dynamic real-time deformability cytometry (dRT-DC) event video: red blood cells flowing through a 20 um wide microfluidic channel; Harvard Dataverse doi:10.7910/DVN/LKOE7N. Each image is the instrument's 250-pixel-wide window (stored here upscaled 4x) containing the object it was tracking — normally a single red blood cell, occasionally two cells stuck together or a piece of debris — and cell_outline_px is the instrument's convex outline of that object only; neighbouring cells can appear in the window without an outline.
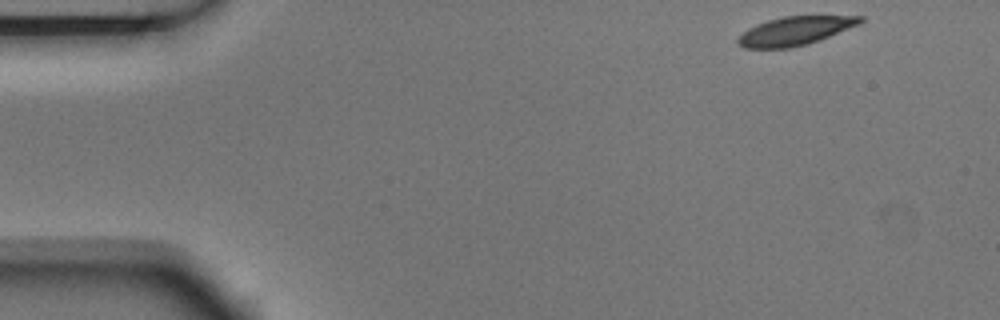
{"species": "Egyptian fruit bat (a non-hibernating species)", "species_latin": "Rousettus aegyptiacus", "temperature_condition": "room temperature", "stored_images_in_passage": 3, "camera_frame_rate_fps": 3000, "um_per_image_px": 0.085, "animal": {"sex": "male"}, "frame": {"image": 1, "passage_image": 1, "time_ms": 0.0, "image_size_px": [1000, 320], "cell_outline_px": [[864, 20], [860, 24], [828, 36], [792, 48], [744, 48], [736, 44], [736, 40], [748, 28], [756, 24], [768, 20], [784, 16], [864, 16]], "centroid_in_image_um": [67.54, 2.62], "position_along_channel_um": 17.5, "area_um2": 20.11}}